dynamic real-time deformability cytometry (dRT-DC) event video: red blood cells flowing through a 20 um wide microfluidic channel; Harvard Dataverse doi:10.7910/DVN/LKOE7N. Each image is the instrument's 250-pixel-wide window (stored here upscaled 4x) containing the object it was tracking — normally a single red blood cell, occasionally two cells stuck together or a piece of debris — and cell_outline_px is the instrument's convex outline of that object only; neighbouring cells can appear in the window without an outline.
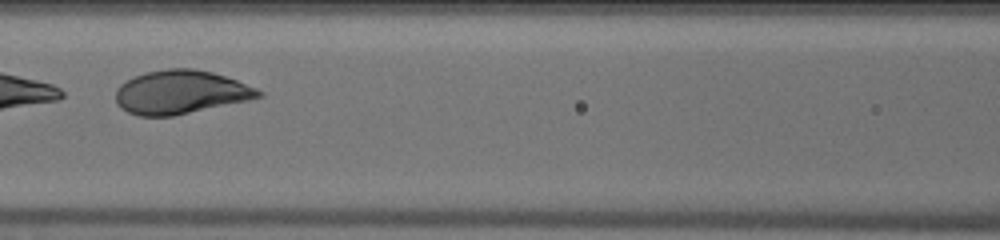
{"species": "human", "species_latin": "Homo sapiens", "temperature_condition": "warm", "stored_images_in_passage": 19, "segment_of_instrument_passage": [2, 2], "camera_frame_rate_fps": 3000, "um_per_image_px": 0.085, "donor": {"sex": "male"}, "frame": {"image": 1, "passage_image": 17, "time_ms": 5.333, "image_size_px": [1000, 240], "cell_outline_px": [[264, 96], [248, 100], [172, 116], [136, 116], [120, 108], [116, 104], [116, 88], [120, 84], [136, 76], [148, 72], [168, 68], [192, 68], [212, 72], [236, 80], [256, 88], [264, 92]], "centroid_in_image_um": [15.34, 7.84], "position_along_channel_um": 151.3, "area_um2": 36.13}}